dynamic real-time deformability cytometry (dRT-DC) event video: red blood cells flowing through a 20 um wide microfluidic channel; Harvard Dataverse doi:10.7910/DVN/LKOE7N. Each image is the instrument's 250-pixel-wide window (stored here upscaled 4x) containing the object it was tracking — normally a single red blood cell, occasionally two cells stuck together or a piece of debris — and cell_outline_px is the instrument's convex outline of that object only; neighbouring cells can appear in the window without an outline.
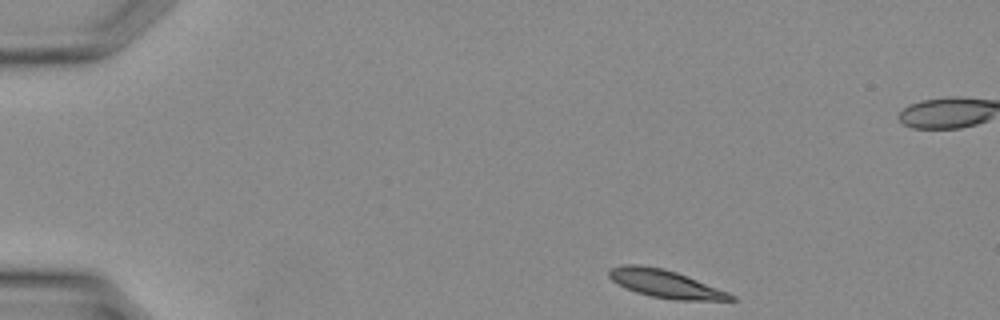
{"species": "Egyptian fruit bat (a non-hibernating species)", "species_latin": "Rousettus aegyptiacus", "temperature_condition": "warm", "stored_images_in_passage": 33, "camera_frame_rate_fps": 3000, "um_per_image_px": 0.085, "animal": {"sex": "female"}, "frame": {"image": 1, "passage_image": 1, "time_ms": 0.0, "image_size_px": [1000, 320], "cell_outline_px": [[736, 300], [676, 300], [652, 296], [636, 292], [612, 280], [608, 276], [608, 268], [624, 264], [640, 264], [664, 268], [676, 272], [728, 292], [736, 296]], "centroid_in_image_um": [56.53, 24.1], "position_along_channel_um": 28.5, "area_um2": 19.59}}
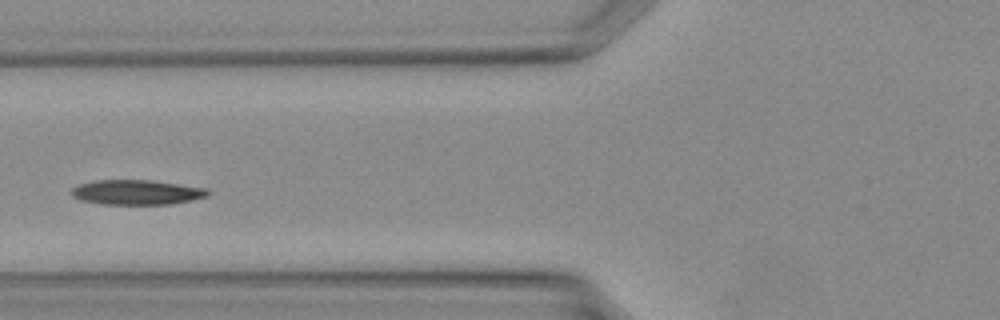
{"frame": {"image": 2, "passage_image": 10, "time_ms": 3.0, "image_size_px": [1000, 320], "cell_outline_px": [[212, 192], [208, 196], [192, 200], [172, 204], [104, 204], [80, 200], [72, 196], [68, 192], [72, 188], [80, 184], [92, 180], [152, 180], [208, 188]], "centroid_in_image_um": [11.63, 16.34], "position_along_channel_um": 114.2, "area_um2": 20.0}}